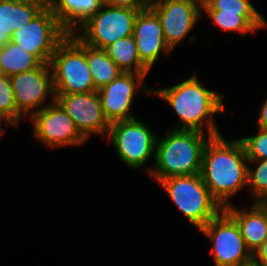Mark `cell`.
Segmentation results:
<instances>
[{
  "instance_id": "603a6c76",
  "label": "cell",
  "mask_w": 267,
  "mask_h": 266,
  "mask_svg": "<svg viewBox=\"0 0 267 266\" xmlns=\"http://www.w3.org/2000/svg\"><path fill=\"white\" fill-rule=\"evenodd\" d=\"M0 116L7 124L17 125V106L10 77L0 73Z\"/></svg>"
},
{
  "instance_id": "484cf974",
  "label": "cell",
  "mask_w": 267,
  "mask_h": 266,
  "mask_svg": "<svg viewBox=\"0 0 267 266\" xmlns=\"http://www.w3.org/2000/svg\"><path fill=\"white\" fill-rule=\"evenodd\" d=\"M256 136L240 138L248 160L267 159V129L259 128Z\"/></svg>"
},
{
  "instance_id": "277c9868",
  "label": "cell",
  "mask_w": 267,
  "mask_h": 266,
  "mask_svg": "<svg viewBox=\"0 0 267 266\" xmlns=\"http://www.w3.org/2000/svg\"><path fill=\"white\" fill-rule=\"evenodd\" d=\"M55 94L97 91L87 62L86 45L68 34L55 49L50 63Z\"/></svg>"
},
{
  "instance_id": "d6986e66",
  "label": "cell",
  "mask_w": 267,
  "mask_h": 266,
  "mask_svg": "<svg viewBox=\"0 0 267 266\" xmlns=\"http://www.w3.org/2000/svg\"><path fill=\"white\" fill-rule=\"evenodd\" d=\"M103 50L123 72H134L137 74H147L149 72V69L139 58L138 48L133 35L121 38L106 46Z\"/></svg>"
},
{
  "instance_id": "52a82bcc",
  "label": "cell",
  "mask_w": 267,
  "mask_h": 266,
  "mask_svg": "<svg viewBox=\"0 0 267 266\" xmlns=\"http://www.w3.org/2000/svg\"><path fill=\"white\" fill-rule=\"evenodd\" d=\"M67 35L47 5L27 26L14 31L11 41L34 55L42 64H49L58 44Z\"/></svg>"
},
{
  "instance_id": "e575fe53",
  "label": "cell",
  "mask_w": 267,
  "mask_h": 266,
  "mask_svg": "<svg viewBox=\"0 0 267 266\" xmlns=\"http://www.w3.org/2000/svg\"><path fill=\"white\" fill-rule=\"evenodd\" d=\"M259 266H267V264H259Z\"/></svg>"
},
{
  "instance_id": "ffe728a7",
  "label": "cell",
  "mask_w": 267,
  "mask_h": 266,
  "mask_svg": "<svg viewBox=\"0 0 267 266\" xmlns=\"http://www.w3.org/2000/svg\"><path fill=\"white\" fill-rule=\"evenodd\" d=\"M213 23L223 30L239 31L243 36L256 29L267 27V22L260 13H221V10H203Z\"/></svg>"
},
{
  "instance_id": "8992f818",
  "label": "cell",
  "mask_w": 267,
  "mask_h": 266,
  "mask_svg": "<svg viewBox=\"0 0 267 266\" xmlns=\"http://www.w3.org/2000/svg\"><path fill=\"white\" fill-rule=\"evenodd\" d=\"M139 11L141 10L104 3L94 16L79 27L84 30L80 31L82 34H74L85 45L104 49L121 38L133 35L134 22Z\"/></svg>"
},
{
  "instance_id": "ac0fdd59",
  "label": "cell",
  "mask_w": 267,
  "mask_h": 266,
  "mask_svg": "<svg viewBox=\"0 0 267 266\" xmlns=\"http://www.w3.org/2000/svg\"><path fill=\"white\" fill-rule=\"evenodd\" d=\"M47 6V0H0V29L10 37L28 25Z\"/></svg>"
},
{
  "instance_id": "8fae6325",
  "label": "cell",
  "mask_w": 267,
  "mask_h": 266,
  "mask_svg": "<svg viewBox=\"0 0 267 266\" xmlns=\"http://www.w3.org/2000/svg\"><path fill=\"white\" fill-rule=\"evenodd\" d=\"M150 8L161 22L166 44L173 50L200 18L202 0H154Z\"/></svg>"
},
{
  "instance_id": "5b68a950",
  "label": "cell",
  "mask_w": 267,
  "mask_h": 266,
  "mask_svg": "<svg viewBox=\"0 0 267 266\" xmlns=\"http://www.w3.org/2000/svg\"><path fill=\"white\" fill-rule=\"evenodd\" d=\"M159 184L199 231L223 210L200 174L173 176L161 180Z\"/></svg>"
},
{
  "instance_id": "30bf717a",
  "label": "cell",
  "mask_w": 267,
  "mask_h": 266,
  "mask_svg": "<svg viewBox=\"0 0 267 266\" xmlns=\"http://www.w3.org/2000/svg\"><path fill=\"white\" fill-rule=\"evenodd\" d=\"M31 113L33 131L39 142L50 148L87 142L67 112L55 101Z\"/></svg>"
},
{
  "instance_id": "1f68e13d",
  "label": "cell",
  "mask_w": 267,
  "mask_h": 266,
  "mask_svg": "<svg viewBox=\"0 0 267 266\" xmlns=\"http://www.w3.org/2000/svg\"><path fill=\"white\" fill-rule=\"evenodd\" d=\"M258 203L265 209L266 214H267V200H263Z\"/></svg>"
},
{
  "instance_id": "9a60e30c",
  "label": "cell",
  "mask_w": 267,
  "mask_h": 266,
  "mask_svg": "<svg viewBox=\"0 0 267 266\" xmlns=\"http://www.w3.org/2000/svg\"><path fill=\"white\" fill-rule=\"evenodd\" d=\"M133 37L141 62L150 70L160 52L169 53L171 49L165 42L161 22L151 9L138 12L133 29Z\"/></svg>"
},
{
  "instance_id": "4316f807",
  "label": "cell",
  "mask_w": 267,
  "mask_h": 266,
  "mask_svg": "<svg viewBox=\"0 0 267 266\" xmlns=\"http://www.w3.org/2000/svg\"><path fill=\"white\" fill-rule=\"evenodd\" d=\"M104 3L115 6L125 7L135 10H145L150 8L151 0H104Z\"/></svg>"
},
{
  "instance_id": "44dd1931",
  "label": "cell",
  "mask_w": 267,
  "mask_h": 266,
  "mask_svg": "<svg viewBox=\"0 0 267 266\" xmlns=\"http://www.w3.org/2000/svg\"><path fill=\"white\" fill-rule=\"evenodd\" d=\"M42 63L27 50L21 48L13 41L3 46L0 73L11 77L21 72H27L39 68Z\"/></svg>"
},
{
  "instance_id": "d4e9b609",
  "label": "cell",
  "mask_w": 267,
  "mask_h": 266,
  "mask_svg": "<svg viewBox=\"0 0 267 266\" xmlns=\"http://www.w3.org/2000/svg\"><path fill=\"white\" fill-rule=\"evenodd\" d=\"M202 10H221V13H259L249 0H202Z\"/></svg>"
},
{
  "instance_id": "3957f363",
  "label": "cell",
  "mask_w": 267,
  "mask_h": 266,
  "mask_svg": "<svg viewBox=\"0 0 267 266\" xmlns=\"http://www.w3.org/2000/svg\"><path fill=\"white\" fill-rule=\"evenodd\" d=\"M207 137L198 130L174 129L156 139L155 165L148 173L158 183L173 176L200 174L203 151L212 136Z\"/></svg>"
},
{
  "instance_id": "cb8c5ba5",
  "label": "cell",
  "mask_w": 267,
  "mask_h": 266,
  "mask_svg": "<svg viewBox=\"0 0 267 266\" xmlns=\"http://www.w3.org/2000/svg\"><path fill=\"white\" fill-rule=\"evenodd\" d=\"M256 169L248 167L247 185H251L252 198L260 202L267 200V159L265 160H248V162H257Z\"/></svg>"
},
{
  "instance_id": "83f0119b",
  "label": "cell",
  "mask_w": 267,
  "mask_h": 266,
  "mask_svg": "<svg viewBox=\"0 0 267 266\" xmlns=\"http://www.w3.org/2000/svg\"><path fill=\"white\" fill-rule=\"evenodd\" d=\"M252 259L257 264H267V239L261 246L252 254Z\"/></svg>"
},
{
  "instance_id": "d6a6232c",
  "label": "cell",
  "mask_w": 267,
  "mask_h": 266,
  "mask_svg": "<svg viewBox=\"0 0 267 266\" xmlns=\"http://www.w3.org/2000/svg\"><path fill=\"white\" fill-rule=\"evenodd\" d=\"M2 118H1V116H0V127H1V122H2ZM3 132H2V129L0 128V134H2Z\"/></svg>"
},
{
  "instance_id": "9c48e42d",
  "label": "cell",
  "mask_w": 267,
  "mask_h": 266,
  "mask_svg": "<svg viewBox=\"0 0 267 266\" xmlns=\"http://www.w3.org/2000/svg\"><path fill=\"white\" fill-rule=\"evenodd\" d=\"M200 231L213 242L216 266H239L252 260L238 225L224 209Z\"/></svg>"
},
{
  "instance_id": "7a4b0ae2",
  "label": "cell",
  "mask_w": 267,
  "mask_h": 266,
  "mask_svg": "<svg viewBox=\"0 0 267 266\" xmlns=\"http://www.w3.org/2000/svg\"><path fill=\"white\" fill-rule=\"evenodd\" d=\"M144 92L158 95L174 109L182 122V127H175L174 129L204 132L203 128L207 125L208 135L212 137L220 135L211 117L224 111L222 95L207 89L198 82L196 73L189 79L172 87L153 90L144 89ZM207 117L206 123L205 119Z\"/></svg>"
},
{
  "instance_id": "2e32d148",
  "label": "cell",
  "mask_w": 267,
  "mask_h": 266,
  "mask_svg": "<svg viewBox=\"0 0 267 266\" xmlns=\"http://www.w3.org/2000/svg\"><path fill=\"white\" fill-rule=\"evenodd\" d=\"M224 210L235 220L248 250L253 254L267 239V214L254 202L249 211H240L230 204Z\"/></svg>"
},
{
  "instance_id": "7c38bea8",
  "label": "cell",
  "mask_w": 267,
  "mask_h": 266,
  "mask_svg": "<svg viewBox=\"0 0 267 266\" xmlns=\"http://www.w3.org/2000/svg\"><path fill=\"white\" fill-rule=\"evenodd\" d=\"M55 101L71 117L81 135L88 140L93 133L107 134L106 119L97 91L78 94H55Z\"/></svg>"
},
{
  "instance_id": "7402d4cb",
  "label": "cell",
  "mask_w": 267,
  "mask_h": 266,
  "mask_svg": "<svg viewBox=\"0 0 267 266\" xmlns=\"http://www.w3.org/2000/svg\"><path fill=\"white\" fill-rule=\"evenodd\" d=\"M86 56L96 90L108 85L123 72L103 49L86 45Z\"/></svg>"
},
{
  "instance_id": "4fadbf2b",
  "label": "cell",
  "mask_w": 267,
  "mask_h": 266,
  "mask_svg": "<svg viewBox=\"0 0 267 266\" xmlns=\"http://www.w3.org/2000/svg\"><path fill=\"white\" fill-rule=\"evenodd\" d=\"M10 82L17 106V124L21 116L28 115L30 111L41 106L48 95H52V99L55 98L49 64H42L39 68L13 75Z\"/></svg>"
},
{
  "instance_id": "6da1fadb",
  "label": "cell",
  "mask_w": 267,
  "mask_h": 266,
  "mask_svg": "<svg viewBox=\"0 0 267 266\" xmlns=\"http://www.w3.org/2000/svg\"><path fill=\"white\" fill-rule=\"evenodd\" d=\"M248 159L241 140L211 137L205 145L200 175L212 197L224 209L231 195L247 186Z\"/></svg>"
},
{
  "instance_id": "836d02e7",
  "label": "cell",
  "mask_w": 267,
  "mask_h": 266,
  "mask_svg": "<svg viewBox=\"0 0 267 266\" xmlns=\"http://www.w3.org/2000/svg\"><path fill=\"white\" fill-rule=\"evenodd\" d=\"M2 50H3V46H0V60H1Z\"/></svg>"
},
{
  "instance_id": "4dcf8cb0",
  "label": "cell",
  "mask_w": 267,
  "mask_h": 266,
  "mask_svg": "<svg viewBox=\"0 0 267 266\" xmlns=\"http://www.w3.org/2000/svg\"><path fill=\"white\" fill-rule=\"evenodd\" d=\"M239 266H259L253 259L245 264H241Z\"/></svg>"
},
{
  "instance_id": "f546056e",
  "label": "cell",
  "mask_w": 267,
  "mask_h": 266,
  "mask_svg": "<svg viewBox=\"0 0 267 266\" xmlns=\"http://www.w3.org/2000/svg\"><path fill=\"white\" fill-rule=\"evenodd\" d=\"M9 41H11V37L2 29H0V46H4Z\"/></svg>"
},
{
  "instance_id": "f1b7e54d",
  "label": "cell",
  "mask_w": 267,
  "mask_h": 266,
  "mask_svg": "<svg viewBox=\"0 0 267 266\" xmlns=\"http://www.w3.org/2000/svg\"><path fill=\"white\" fill-rule=\"evenodd\" d=\"M257 123L259 128L267 129V99L262 105L261 114Z\"/></svg>"
},
{
  "instance_id": "5bb4252c",
  "label": "cell",
  "mask_w": 267,
  "mask_h": 266,
  "mask_svg": "<svg viewBox=\"0 0 267 266\" xmlns=\"http://www.w3.org/2000/svg\"><path fill=\"white\" fill-rule=\"evenodd\" d=\"M146 75L122 72L108 85L97 90L104 115L110 124L135 118L129 113V110L132 106L134 92L141 86Z\"/></svg>"
},
{
  "instance_id": "e0dca14e",
  "label": "cell",
  "mask_w": 267,
  "mask_h": 266,
  "mask_svg": "<svg viewBox=\"0 0 267 266\" xmlns=\"http://www.w3.org/2000/svg\"><path fill=\"white\" fill-rule=\"evenodd\" d=\"M103 4L104 0L47 1V5L68 34H74L76 29L94 16L101 9Z\"/></svg>"
},
{
  "instance_id": "ba28073f",
  "label": "cell",
  "mask_w": 267,
  "mask_h": 266,
  "mask_svg": "<svg viewBox=\"0 0 267 266\" xmlns=\"http://www.w3.org/2000/svg\"><path fill=\"white\" fill-rule=\"evenodd\" d=\"M108 134L120 160L139 169L155 152L156 134L136 118L111 123Z\"/></svg>"
}]
</instances>
